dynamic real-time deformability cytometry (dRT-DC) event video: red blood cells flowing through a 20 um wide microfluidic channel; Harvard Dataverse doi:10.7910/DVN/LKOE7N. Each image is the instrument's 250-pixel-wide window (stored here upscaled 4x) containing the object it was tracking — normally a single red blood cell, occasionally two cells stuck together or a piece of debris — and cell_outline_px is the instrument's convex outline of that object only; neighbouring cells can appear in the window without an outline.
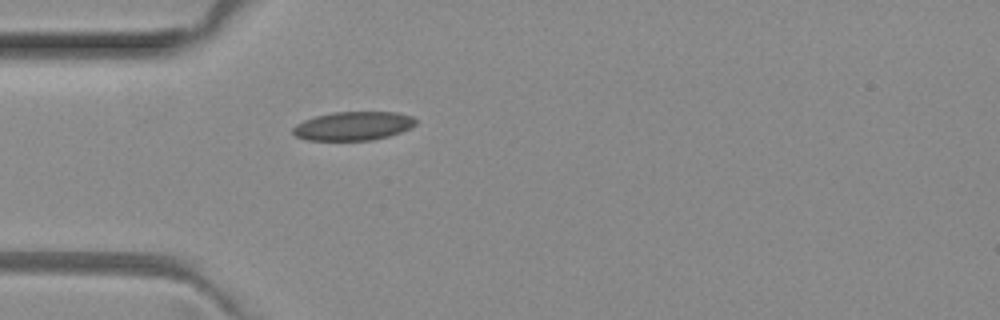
{"species": "common noctule bat (a hibernating species)", "species_latin": "Nyctalus noctula", "temperature_condition": "room temperature", "stored_images_in_passage": 3, "camera_frame_rate_fps": 3000, "um_per_image_px": 0.085, "animal": {"sex": "female", "body_mass_g": 29.2, "forearm_length_mm": 56.3}, "frame": {"image": 1, "passage_image": 3, "time_ms": 0.667, "image_size_px": [1000, 320], "cell_outline_px": [[416, 124], [400, 132], [388, 136], [372, 140], [308, 140], [296, 136], [292, 132], [292, 128], [296, 124], [304, 120], [316, 116], [332, 112], [396, 112], [412, 116], [416, 120]], "centroid_in_image_um": [30.01, 10.7], "position_along_channel_um": 55.0, "area_um2": 20.46}}